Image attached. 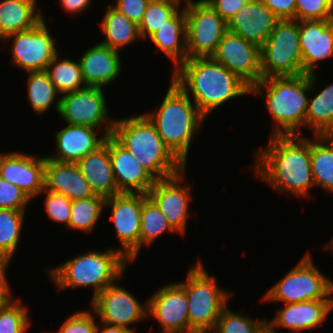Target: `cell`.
Segmentation results:
<instances>
[{"instance_id":"obj_11","label":"cell","mask_w":333,"mask_h":333,"mask_svg":"<svg viewBox=\"0 0 333 333\" xmlns=\"http://www.w3.org/2000/svg\"><path fill=\"white\" fill-rule=\"evenodd\" d=\"M102 87L86 86L60 96L54 104L57 114L66 124L83 125L104 129L103 134L111 135L114 119L108 117L106 95ZM104 125V128H102Z\"/></svg>"},{"instance_id":"obj_36","label":"cell","mask_w":333,"mask_h":333,"mask_svg":"<svg viewBox=\"0 0 333 333\" xmlns=\"http://www.w3.org/2000/svg\"><path fill=\"white\" fill-rule=\"evenodd\" d=\"M180 5L174 0H150L139 24L141 39H148L155 31L166 24V21L181 8Z\"/></svg>"},{"instance_id":"obj_38","label":"cell","mask_w":333,"mask_h":333,"mask_svg":"<svg viewBox=\"0 0 333 333\" xmlns=\"http://www.w3.org/2000/svg\"><path fill=\"white\" fill-rule=\"evenodd\" d=\"M267 324V320L252 319L231 311L226 306L217 320L211 333H259Z\"/></svg>"},{"instance_id":"obj_4","label":"cell","mask_w":333,"mask_h":333,"mask_svg":"<svg viewBox=\"0 0 333 333\" xmlns=\"http://www.w3.org/2000/svg\"><path fill=\"white\" fill-rule=\"evenodd\" d=\"M189 96L171 79L157 111L144 114L165 146L185 167L194 135L206 119Z\"/></svg>"},{"instance_id":"obj_32","label":"cell","mask_w":333,"mask_h":333,"mask_svg":"<svg viewBox=\"0 0 333 333\" xmlns=\"http://www.w3.org/2000/svg\"><path fill=\"white\" fill-rule=\"evenodd\" d=\"M58 56L59 54L52 59L45 72L59 93L63 95L86 87L79 61L69 58L60 60Z\"/></svg>"},{"instance_id":"obj_49","label":"cell","mask_w":333,"mask_h":333,"mask_svg":"<svg viewBox=\"0 0 333 333\" xmlns=\"http://www.w3.org/2000/svg\"><path fill=\"white\" fill-rule=\"evenodd\" d=\"M11 258L0 250V281H7L6 271L10 264Z\"/></svg>"},{"instance_id":"obj_33","label":"cell","mask_w":333,"mask_h":333,"mask_svg":"<svg viewBox=\"0 0 333 333\" xmlns=\"http://www.w3.org/2000/svg\"><path fill=\"white\" fill-rule=\"evenodd\" d=\"M177 233L156 204L143 194V204L140 219L139 252L143 246H150L165 232Z\"/></svg>"},{"instance_id":"obj_10","label":"cell","mask_w":333,"mask_h":333,"mask_svg":"<svg viewBox=\"0 0 333 333\" xmlns=\"http://www.w3.org/2000/svg\"><path fill=\"white\" fill-rule=\"evenodd\" d=\"M187 58L211 57L228 31L227 22L204 0H183Z\"/></svg>"},{"instance_id":"obj_9","label":"cell","mask_w":333,"mask_h":333,"mask_svg":"<svg viewBox=\"0 0 333 333\" xmlns=\"http://www.w3.org/2000/svg\"><path fill=\"white\" fill-rule=\"evenodd\" d=\"M286 275L267 290L262 300L284 304L333 299V281L321 273L307 252Z\"/></svg>"},{"instance_id":"obj_19","label":"cell","mask_w":333,"mask_h":333,"mask_svg":"<svg viewBox=\"0 0 333 333\" xmlns=\"http://www.w3.org/2000/svg\"><path fill=\"white\" fill-rule=\"evenodd\" d=\"M107 147L118 191L147 195L156 179L111 135L107 136Z\"/></svg>"},{"instance_id":"obj_47","label":"cell","mask_w":333,"mask_h":333,"mask_svg":"<svg viewBox=\"0 0 333 333\" xmlns=\"http://www.w3.org/2000/svg\"><path fill=\"white\" fill-rule=\"evenodd\" d=\"M92 0H60L61 6L65 12L70 14H78L86 11L91 6Z\"/></svg>"},{"instance_id":"obj_51","label":"cell","mask_w":333,"mask_h":333,"mask_svg":"<svg viewBox=\"0 0 333 333\" xmlns=\"http://www.w3.org/2000/svg\"><path fill=\"white\" fill-rule=\"evenodd\" d=\"M259 333H277V331L273 330L268 324H266Z\"/></svg>"},{"instance_id":"obj_21","label":"cell","mask_w":333,"mask_h":333,"mask_svg":"<svg viewBox=\"0 0 333 333\" xmlns=\"http://www.w3.org/2000/svg\"><path fill=\"white\" fill-rule=\"evenodd\" d=\"M279 21L260 0H249L227 24L229 31L261 48Z\"/></svg>"},{"instance_id":"obj_3","label":"cell","mask_w":333,"mask_h":333,"mask_svg":"<svg viewBox=\"0 0 333 333\" xmlns=\"http://www.w3.org/2000/svg\"><path fill=\"white\" fill-rule=\"evenodd\" d=\"M316 79L315 73L274 76L261 79L250 88V94L266 98L265 110L274 119L270 136L302 135L300 128L305 127L309 101L306 94L316 90Z\"/></svg>"},{"instance_id":"obj_37","label":"cell","mask_w":333,"mask_h":333,"mask_svg":"<svg viewBox=\"0 0 333 333\" xmlns=\"http://www.w3.org/2000/svg\"><path fill=\"white\" fill-rule=\"evenodd\" d=\"M26 210L0 209V250L11 259L21 237Z\"/></svg>"},{"instance_id":"obj_15","label":"cell","mask_w":333,"mask_h":333,"mask_svg":"<svg viewBox=\"0 0 333 333\" xmlns=\"http://www.w3.org/2000/svg\"><path fill=\"white\" fill-rule=\"evenodd\" d=\"M211 57L237 75L250 88L262 79L260 48L236 33L228 30Z\"/></svg>"},{"instance_id":"obj_28","label":"cell","mask_w":333,"mask_h":333,"mask_svg":"<svg viewBox=\"0 0 333 333\" xmlns=\"http://www.w3.org/2000/svg\"><path fill=\"white\" fill-rule=\"evenodd\" d=\"M37 6V0H1L0 40L38 25L44 15Z\"/></svg>"},{"instance_id":"obj_52","label":"cell","mask_w":333,"mask_h":333,"mask_svg":"<svg viewBox=\"0 0 333 333\" xmlns=\"http://www.w3.org/2000/svg\"><path fill=\"white\" fill-rule=\"evenodd\" d=\"M324 248L331 250V252L333 253V237H332L331 241L328 242V244L324 245Z\"/></svg>"},{"instance_id":"obj_35","label":"cell","mask_w":333,"mask_h":333,"mask_svg":"<svg viewBox=\"0 0 333 333\" xmlns=\"http://www.w3.org/2000/svg\"><path fill=\"white\" fill-rule=\"evenodd\" d=\"M105 198L99 195L74 200L71 205L69 229L90 233L104 209Z\"/></svg>"},{"instance_id":"obj_1","label":"cell","mask_w":333,"mask_h":333,"mask_svg":"<svg viewBox=\"0 0 333 333\" xmlns=\"http://www.w3.org/2000/svg\"><path fill=\"white\" fill-rule=\"evenodd\" d=\"M266 147L256 153L251 169L258 179L276 190L307 198L315 187L311 169L310 139L301 135L270 136Z\"/></svg>"},{"instance_id":"obj_12","label":"cell","mask_w":333,"mask_h":333,"mask_svg":"<svg viewBox=\"0 0 333 333\" xmlns=\"http://www.w3.org/2000/svg\"><path fill=\"white\" fill-rule=\"evenodd\" d=\"M12 41V63L25 72L45 71L58 54L56 39L51 36L45 18L35 27L5 37Z\"/></svg>"},{"instance_id":"obj_23","label":"cell","mask_w":333,"mask_h":333,"mask_svg":"<svg viewBox=\"0 0 333 333\" xmlns=\"http://www.w3.org/2000/svg\"><path fill=\"white\" fill-rule=\"evenodd\" d=\"M97 128L67 124L55 132L56 152L47 158L58 162L77 163L81 158L100 147L106 135L97 137Z\"/></svg>"},{"instance_id":"obj_54","label":"cell","mask_w":333,"mask_h":333,"mask_svg":"<svg viewBox=\"0 0 333 333\" xmlns=\"http://www.w3.org/2000/svg\"><path fill=\"white\" fill-rule=\"evenodd\" d=\"M174 1H177V2L180 3V4L183 2V1H181V0H174Z\"/></svg>"},{"instance_id":"obj_17","label":"cell","mask_w":333,"mask_h":333,"mask_svg":"<svg viewBox=\"0 0 333 333\" xmlns=\"http://www.w3.org/2000/svg\"><path fill=\"white\" fill-rule=\"evenodd\" d=\"M147 306V317L162 327L158 333H189L188 300L179 282L160 287L147 300Z\"/></svg>"},{"instance_id":"obj_45","label":"cell","mask_w":333,"mask_h":333,"mask_svg":"<svg viewBox=\"0 0 333 333\" xmlns=\"http://www.w3.org/2000/svg\"><path fill=\"white\" fill-rule=\"evenodd\" d=\"M280 20H295L296 0H260Z\"/></svg>"},{"instance_id":"obj_20","label":"cell","mask_w":333,"mask_h":333,"mask_svg":"<svg viewBox=\"0 0 333 333\" xmlns=\"http://www.w3.org/2000/svg\"><path fill=\"white\" fill-rule=\"evenodd\" d=\"M303 74H313L320 61L333 57V20L299 21Z\"/></svg>"},{"instance_id":"obj_46","label":"cell","mask_w":333,"mask_h":333,"mask_svg":"<svg viewBox=\"0 0 333 333\" xmlns=\"http://www.w3.org/2000/svg\"><path fill=\"white\" fill-rule=\"evenodd\" d=\"M227 23L249 0H204Z\"/></svg>"},{"instance_id":"obj_8","label":"cell","mask_w":333,"mask_h":333,"mask_svg":"<svg viewBox=\"0 0 333 333\" xmlns=\"http://www.w3.org/2000/svg\"><path fill=\"white\" fill-rule=\"evenodd\" d=\"M262 79L303 74L299 21L280 20L260 48Z\"/></svg>"},{"instance_id":"obj_24","label":"cell","mask_w":333,"mask_h":333,"mask_svg":"<svg viewBox=\"0 0 333 333\" xmlns=\"http://www.w3.org/2000/svg\"><path fill=\"white\" fill-rule=\"evenodd\" d=\"M44 189L71 201L95 196L77 163L58 162L46 156Z\"/></svg>"},{"instance_id":"obj_5","label":"cell","mask_w":333,"mask_h":333,"mask_svg":"<svg viewBox=\"0 0 333 333\" xmlns=\"http://www.w3.org/2000/svg\"><path fill=\"white\" fill-rule=\"evenodd\" d=\"M111 136L156 180L170 178L186 168L165 146L144 113L115 119Z\"/></svg>"},{"instance_id":"obj_13","label":"cell","mask_w":333,"mask_h":333,"mask_svg":"<svg viewBox=\"0 0 333 333\" xmlns=\"http://www.w3.org/2000/svg\"><path fill=\"white\" fill-rule=\"evenodd\" d=\"M143 194L121 193L106 198L104 207L111 208L116 236L120 241L119 252L129 261L139 255L140 219Z\"/></svg>"},{"instance_id":"obj_39","label":"cell","mask_w":333,"mask_h":333,"mask_svg":"<svg viewBox=\"0 0 333 333\" xmlns=\"http://www.w3.org/2000/svg\"><path fill=\"white\" fill-rule=\"evenodd\" d=\"M28 307L16 299L0 312V333H25L30 328Z\"/></svg>"},{"instance_id":"obj_31","label":"cell","mask_w":333,"mask_h":333,"mask_svg":"<svg viewBox=\"0 0 333 333\" xmlns=\"http://www.w3.org/2000/svg\"><path fill=\"white\" fill-rule=\"evenodd\" d=\"M305 127L311 129L313 136L333 135V83L309 97Z\"/></svg>"},{"instance_id":"obj_18","label":"cell","mask_w":333,"mask_h":333,"mask_svg":"<svg viewBox=\"0 0 333 333\" xmlns=\"http://www.w3.org/2000/svg\"><path fill=\"white\" fill-rule=\"evenodd\" d=\"M0 177L16 185L32 200L44 190L45 157L22 152L2 153Z\"/></svg>"},{"instance_id":"obj_40","label":"cell","mask_w":333,"mask_h":333,"mask_svg":"<svg viewBox=\"0 0 333 333\" xmlns=\"http://www.w3.org/2000/svg\"><path fill=\"white\" fill-rule=\"evenodd\" d=\"M295 20H333V0H296Z\"/></svg>"},{"instance_id":"obj_44","label":"cell","mask_w":333,"mask_h":333,"mask_svg":"<svg viewBox=\"0 0 333 333\" xmlns=\"http://www.w3.org/2000/svg\"><path fill=\"white\" fill-rule=\"evenodd\" d=\"M150 0H116L111 5L139 26Z\"/></svg>"},{"instance_id":"obj_27","label":"cell","mask_w":333,"mask_h":333,"mask_svg":"<svg viewBox=\"0 0 333 333\" xmlns=\"http://www.w3.org/2000/svg\"><path fill=\"white\" fill-rule=\"evenodd\" d=\"M148 39L173 61L172 71L181 65L187 59L184 5Z\"/></svg>"},{"instance_id":"obj_14","label":"cell","mask_w":333,"mask_h":333,"mask_svg":"<svg viewBox=\"0 0 333 333\" xmlns=\"http://www.w3.org/2000/svg\"><path fill=\"white\" fill-rule=\"evenodd\" d=\"M91 301L92 311L95 312V316L98 315L101 323L120 326L132 333H135V330L131 328V324L147 319V300L143 306L134 295L116 282L106 287Z\"/></svg>"},{"instance_id":"obj_48","label":"cell","mask_w":333,"mask_h":333,"mask_svg":"<svg viewBox=\"0 0 333 333\" xmlns=\"http://www.w3.org/2000/svg\"><path fill=\"white\" fill-rule=\"evenodd\" d=\"M9 281H0V312L7 308L14 300L10 297L12 295Z\"/></svg>"},{"instance_id":"obj_22","label":"cell","mask_w":333,"mask_h":333,"mask_svg":"<svg viewBox=\"0 0 333 333\" xmlns=\"http://www.w3.org/2000/svg\"><path fill=\"white\" fill-rule=\"evenodd\" d=\"M331 310H333V299L285 304L277 311L274 319L267 320V324L273 330L276 327L287 328L292 330V333H301L302 330L320 327Z\"/></svg>"},{"instance_id":"obj_29","label":"cell","mask_w":333,"mask_h":333,"mask_svg":"<svg viewBox=\"0 0 333 333\" xmlns=\"http://www.w3.org/2000/svg\"><path fill=\"white\" fill-rule=\"evenodd\" d=\"M106 9L104 18L100 23L105 38L100 44L120 51L125 46L141 38L137 24L129 20L111 4Z\"/></svg>"},{"instance_id":"obj_6","label":"cell","mask_w":333,"mask_h":333,"mask_svg":"<svg viewBox=\"0 0 333 333\" xmlns=\"http://www.w3.org/2000/svg\"><path fill=\"white\" fill-rule=\"evenodd\" d=\"M129 261L114 248L101 252L90 250L48 270L57 289L93 287L95 298L109 285L123 278Z\"/></svg>"},{"instance_id":"obj_2","label":"cell","mask_w":333,"mask_h":333,"mask_svg":"<svg viewBox=\"0 0 333 333\" xmlns=\"http://www.w3.org/2000/svg\"><path fill=\"white\" fill-rule=\"evenodd\" d=\"M172 72L171 79L205 116L227 101L250 94V87L212 57L187 58Z\"/></svg>"},{"instance_id":"obj_43","label":"cell","mask_w":333,"mask_h":333,"mask_svg":"<svg viewBox=\"0 0 333 333\" xmlns=\"http://www.w3.org/2000/svg\"><path fill=\"white\" fill-rule=\"evenodd\" d=\"M89 310L77 311L70 315L56 333H95L97 322Z\"/></svg>"},{"instance_id":"obj_26","label":"cell","mask_w":333,"mask_h":333,"mask_svg":"<svg viewBox=\"0 0 333 333\" xmlns=\"http://www.w3.org/2000/svg\"><path fill=\"white\" fill-rule=\"evenodd\" d=\"M77 165L95 195L106 199L121 194L112 171L107 137L100 147L81 158Z\"/></svg>"},{"instance_id":"obj_7","label":"cell","mask_w":333,"mask_h":333,"mask_svg":"<svg viewBox=\"0 0 333 333\" xmlns=\"http://www.w3.org/2000/svg\"><path fill=\"white\" fill-rule=\"evenodd\" d=\"M179 284L185 289L188 300L189 333H211L232 292L218 286L216 278L209 275L200 259L188 270L187 279Z\"/></svg>"},{"instance_id":"obj_25","label":"cell","mask_w":333,"mask_h":333,"mask_svg":"<svg viewBox=\"0 0 333 333\" xmlns=\"http://www.w3.org/2000/svg\"><path fill=\"white\" fill-rule=\"evenodd\" d=\"M119 53L100 42L82 53L79 63L85 85L106 88L116 80L122 70Z\"/></svg>"},{"instance_id":"obj_34","label":"cell","mask_w":333,"mask_h":333,"mask_svg":"<svg viewBox=\"0 0 333 333\" xmlns=\"http://www.w3.org/2000/svg\"><path fill=\"white\" fill-rule=\"evenodd\" d=\"M27 79V100L36 114L43 115L49 111L58 95H61L52 84L45 71L26 72Z\"/></svg>"},{"instance_id":"obj_41","label":"cell","mask_w":333,"mask_h":333,"mask_svg":"<svg viewBox=\"0 0 333 333\" xmlns=\"http://www.w3.org/2000/svg\"><path fill=\"white\" fill-rule=\"evenodd\" d=\"M46 194L45 211L50 220L62 223L69 228L72 201L64 195L44 189L40 194Z\"/></svg>"},{"instance_id":"obj_53","label":"cell","mask_w":333,"mask_h":333,"mask_svg":"<svg viewBox=\"0 0 333 333\" xmlns=\"http://www.w3.org/2000/svg\"><path fill=\"white\" fill-rule=\"evenodd\" d=\"M191 333H209V332H195V331H194V332H191Z\"/></svg>"},{"instance_id":"obj_16","label":"cell","mask_w":333,"mask_h":333,"mask_svg":"<svg viewBox=\"0 0 333 333\" xmlns=\"http://www.w3.org/2000/svg\"><path fill=\"white\" fill-rule=\"evenodd\" d=\"M186 169L170 178L156 180L147 196L156 204L171 227L185 236L191 188L183 185Z\"/></svg>"},{"instance_id":"obj_42","label":"cell","mask_w":333,"mask_h":333,"mask_svg":"<svg viewBox=\"0 0 333 333\" xmlns=\"http://www.w3.org/2000/svg\"><path fill=\"white\" fill-rule=\"evenodd\" d=\"M30 201L21 189L0 177V209L27 210Z\"/></svg>"},{"instance_id":"obj_50","label":"cell","mask_w":333,"mask_h":333,"mask_svg":"<svg viewBox=\"0 0 333 333\" xmlns=\"http://www.w3.org/2000/svg\"><path fill=\"white\" fill-rule=\"evenodd\" d=\"M102 324L103 329H100V327L98 326L99 324H97L95 333H132L128 329L120 326H112L105 323Z\"/></svg>"},{"instance_id":"obj_30","label":"cell","mask_w":333,"mask_h":333,"mask_svg":"<svg viewBox=\"0 0 333 333\" xmlns=\"http://www.w3.org/2000/svg\"><path fill=\"white\" fill-rule=\"evenodd\" d=\"M310 139L311 169L315 186L333 193V135Z\"/></svg>"}]
</instances>
